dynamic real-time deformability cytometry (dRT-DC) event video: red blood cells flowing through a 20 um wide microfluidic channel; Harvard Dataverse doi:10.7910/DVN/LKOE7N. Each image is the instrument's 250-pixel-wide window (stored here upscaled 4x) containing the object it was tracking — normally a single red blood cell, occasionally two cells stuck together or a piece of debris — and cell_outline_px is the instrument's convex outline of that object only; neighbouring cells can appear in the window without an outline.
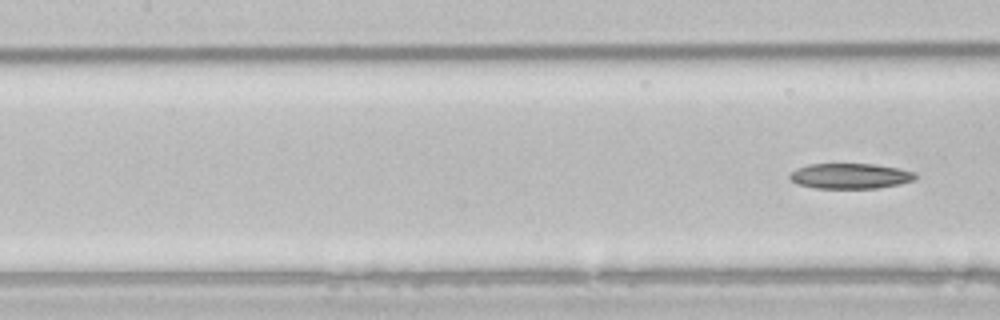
{"species": "common noctule bat (a hibernating species)", "species_latin": "Nyctalus noctula", "temperature_condition": "room temperature", "stored_images_in_passage": 9, "segment_of_instrument_passage": [2, 2], "camera_frame_rate_fps": 3000, "um_per_image_px": 0.085, "animal": {"sex": "male", "body_mass_g": 21.5, "forearm_length_mm": 52.0}, "frame": {"image": 1, "passage_image": 9, "time_ms": 10.0, "image_size_px": [1000, 320], "cell_outline_px": [[916, 180], [900, 184], [876, 188], [816, 188], [800, 184], [792, 180], [788, 176], [796, 168], [808, 164], [876, 164], [900, 168], [916, 172]], "centroid_in_image_um": [72.32, 14.95], "position_along_channel_um": 135.1, "area_um2": 18.61}}